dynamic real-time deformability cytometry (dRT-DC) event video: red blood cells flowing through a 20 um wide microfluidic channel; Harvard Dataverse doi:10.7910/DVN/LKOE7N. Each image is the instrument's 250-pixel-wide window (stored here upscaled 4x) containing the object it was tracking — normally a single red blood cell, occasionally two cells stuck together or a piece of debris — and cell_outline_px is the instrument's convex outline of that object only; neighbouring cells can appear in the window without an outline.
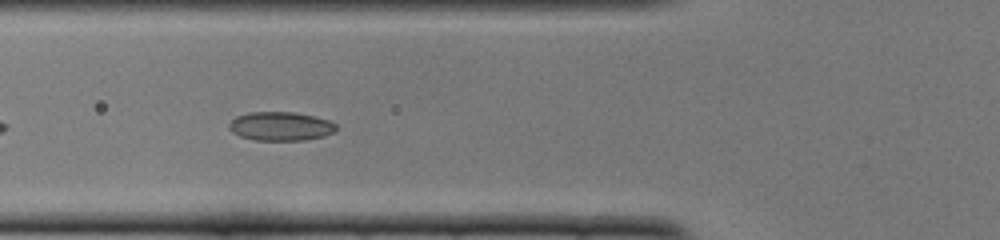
{"species": "common noctule bat (a hibernating species)", "species_latin": "Nyctalus noctula", "temperature_condition": "cold", "stored_images_in_passage": 39, "camera_frame_rate_fps": 3000, "um_per_image_px": 0.085, "animal": {"sex": "female", "body_mass_g": 22.0, "forearm_length_mm": 56.7}, "frame": {"image": 1, "passage_image": 6, "time_ms": 1.667, "image_size_px": [1000, 240], "cell_outline_px": [[336, 128], [332, 132], [324, 136], [304, 140], [252, 140], [240, 136], [232, 132], [228, 128], [228, 124], [236, 116], [248, 112], [296, 112], [328, 120], [336, 124]], "centroid_in_image_um": [23.81, 10.73], "position_along_channel_um": 102.0, "area_um2": 17.98}}
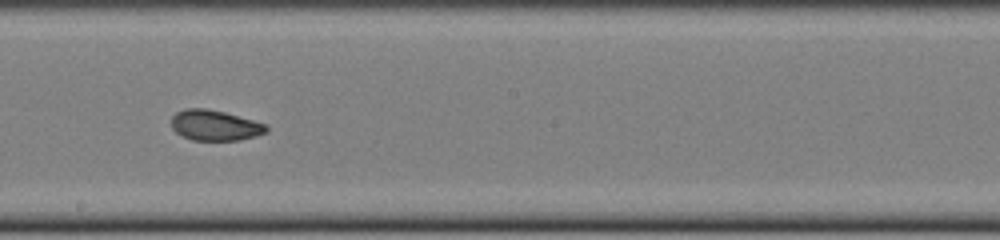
{"frame": {"image": 2, "passage_image": 16, "time_ms": 5.0, "image_size_px": [1000, 240], "cell_outline_px": [[268, 132], [256, 136], [240, 140], [192, 140], [176, 132], [172, 128], [172, 116], [176, 112], [184, 108], [208, 108], [224, 112], [268, 124]], "centroid_in_image_um": [18.29, 10.64], "position_along_channel_um": 229.9, "area_um2": 16.99}}
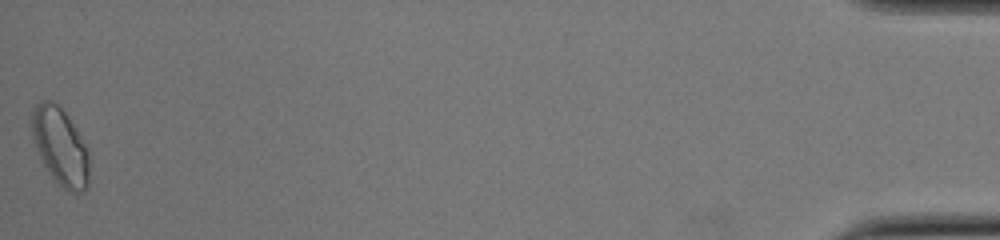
{"frame": {"image": 3, "passage_image": 39, "time_ms": 12.667, "image_size_px": [1000, 240], "cell_outline_px": [[88, 188], [84, 192], [76, 196], [68, 192], [48, 172], [40, 156], [32, 136], [32, 112], [36, 104], [40, 100], [52, 100], [68, 116], [76, 128], [88, 148]], "centroid_in_image_um": [5.15, 12.48], "position_along_channel_um": 430.0, "area_um2": 25.89}, "authors_computed_cell_mechanics": {"area_um2": 17.7446, "velocity_mm_per_s": 3.845, "shape_relaxation_time_tau1_ms": null, "shape_relaxation_time_tau2_ms": 1.8329, "deformation_change_tau1": null, "deformation_change_tau2": 0.0606}}